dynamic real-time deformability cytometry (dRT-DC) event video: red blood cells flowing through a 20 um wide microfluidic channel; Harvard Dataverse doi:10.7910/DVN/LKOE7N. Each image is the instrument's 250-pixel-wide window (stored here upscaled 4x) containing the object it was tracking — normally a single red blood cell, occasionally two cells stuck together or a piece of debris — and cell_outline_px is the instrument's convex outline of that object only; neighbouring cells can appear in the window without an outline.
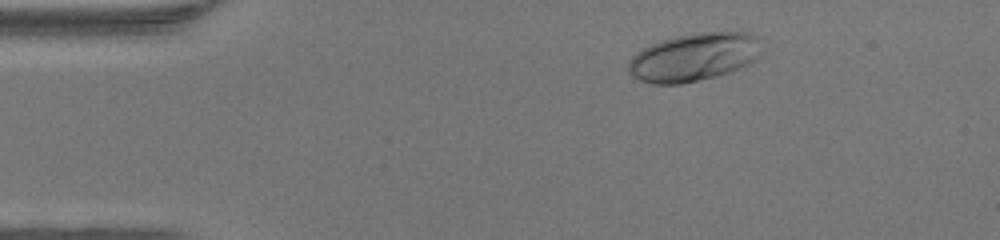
{"species": "human", "species_latin": "Homo sapiens", "temperature_condition": "warm", "stored_images_in_passage": 45, "camera_frame_rate_fps": 3000, "um_per_image_px": 0.085, "donor": {"sex": "female"}, "frame": {"image": 1, "passage_image": 5, "time_ms": 1.333, "image_size_px": [1000, 240], "cell_outline_px": [[764, 52], [756, 60], [748, 64], [728, 72], [716, 76], [700, 80], [680, 84], [652, 84], [640, 80], [632, 76], [628, 72], [628, 60], [636, 52], [652, 44], [676, 36], [692, 32], [752, 32], [760, 36]], "centroid_in_image_um": [59.05, 4.84], "position_along_channel_um": 26.0, "area_um2": 37.92}}
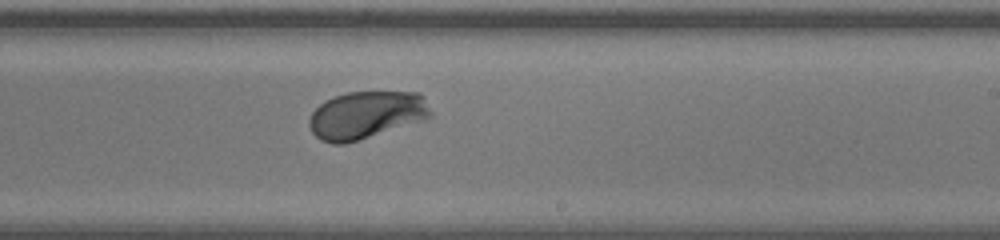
{"frame": {"image": 2, "passage_image": 26, "time_ms": 8.333, "image_size_px": [1000, 240], "cell_outline_px": [[432, 116], [424, 120], [360, 140], [344, 144], [332, 144], [320, 140], [312, 132], [308, 124], [308, 120], [312, 112], [324, 100], [348, 92], [420, 92], [424, 96], [432, 112]], "centroid_in_image_um": [31.13, 9.78], "position_along_channel_um": 257.9, "area_um2": 33.93}}
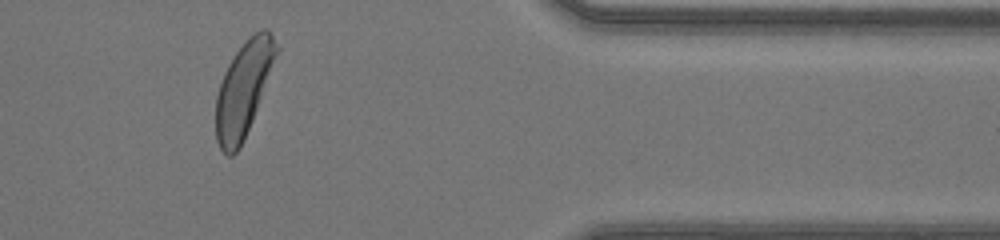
{"frame": {"image": 3, "passage_image": 37, "time_ms": 12.0, "image_size_px": [1000, 240], "cell_outline_px": [[280, 48], [252, 120], [240, 148], [232, 156], [228, 156], [220, 148], [216, 140], [216, 96], [224, 72], [228, 64], [236, 52], [248, 36], [260, 28], [268, 28]], "centroid_in_image_um": [20.7, 7.53], "position_along_channel_um": 390.7, "area_um2": 33.18}, "authors_computed_cell_mechanics": {"area_um2": 33.6396, "velocity_mm_per_s": 4.3099, "shape_relaxation_time_tau1_ms": 1.8757, "shape_relaxation_time_tau2_ms": null, "deformation_change_tau1": 0.1556, "deformation_change_tau2": null}}